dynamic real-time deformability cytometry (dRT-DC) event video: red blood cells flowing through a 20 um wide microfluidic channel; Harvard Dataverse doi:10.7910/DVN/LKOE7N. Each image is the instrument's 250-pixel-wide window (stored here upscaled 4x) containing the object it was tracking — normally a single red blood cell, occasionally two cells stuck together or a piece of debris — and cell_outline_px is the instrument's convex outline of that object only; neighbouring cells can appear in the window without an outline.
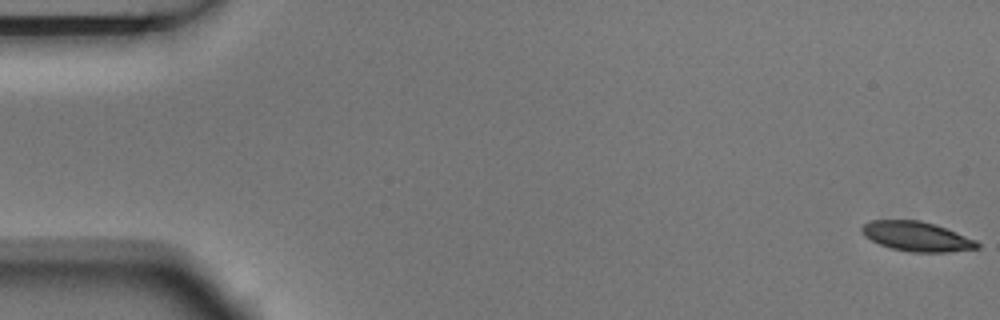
{"species": "Egyptian fruit bat (a non-hibernating species)", "species_latin": "Rousettus aegyptiacus", "temperature_condition": "room temperature", "stored_images_in_passage": 6, "camera_frame_rate_fps": 3000, "um_per_image_px": 0.085, "animal": {"sex": "male"}, "frame": {"image": 1, "passage_image": 1, "time_ms": 0.0, "image_size_px": [1000, 320], "cell_outline_px": [[980, 248], [944, 252], [908, 252], [892, 248], [880, 244], [864, 236], [860, 232], [860, 228], [868, 220], [920, 220], [936, 224], [976, 240], [980, 244]], "centroid_in_image_um": [77.9, 20.09], "position_along_channel_um": 7.1, "area_um2": 20.0}}
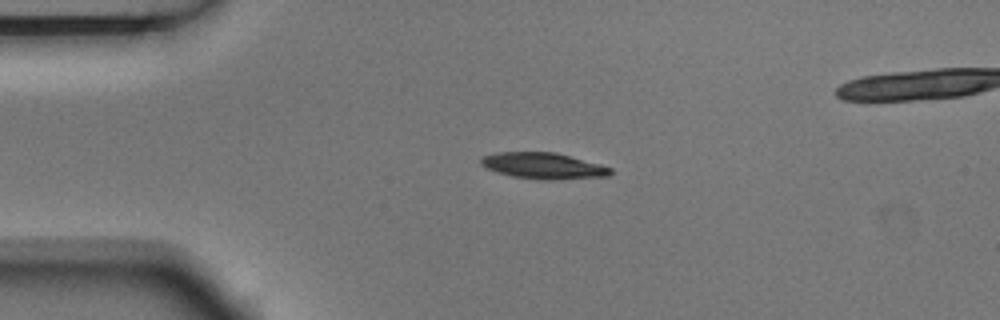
{"frame": {"image": 2, "passage_image": 4, "time_ms": 1.0, "image_size_px": [1000, 320], "cell_outline_px": [[612, 172], [608, 176], [552, 180], [540, 180], [512, 176], [488, 168], [480, 164], [480, 156], [496, 152], [556, 152], [600, 164], [612, 168]], "centroid_in_image_um": [46.18, 14.08], "position_along_channel_um": 38.8, "area_um2": 19.77}}
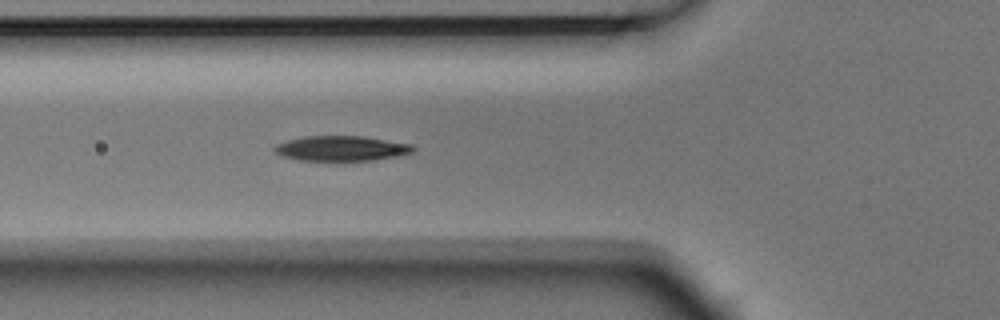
{"frame": {"image": 3, "passage_image": 6, "time_ms": 1.667, "image_size_px": [1000, 320], "cell_outline_px": [[416, 148], [412, 152], [400, 156], [372, 160], [300, 160], [280, 156], [272, 148], [276, 144], [288, 140], [304, 136], [364, 136], [412, 144]], "centroid_in_image_um": [29.03, 12.61], "position_along_channel_um": 96.8, "area_um2": 20.29}}